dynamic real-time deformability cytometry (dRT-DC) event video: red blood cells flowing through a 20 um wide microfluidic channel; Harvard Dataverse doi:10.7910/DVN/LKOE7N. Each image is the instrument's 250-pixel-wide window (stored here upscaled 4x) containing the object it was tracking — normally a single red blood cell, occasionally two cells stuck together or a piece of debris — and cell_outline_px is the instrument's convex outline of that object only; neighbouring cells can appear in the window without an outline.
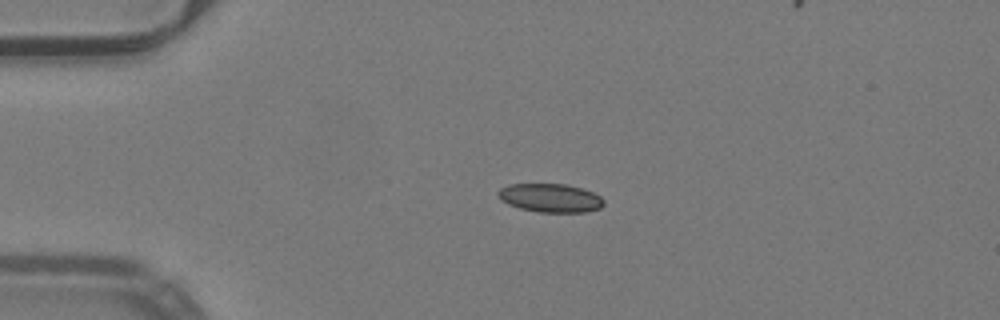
{"species": "common noctule bat (a hibernating species)", "species_latin": "Nyctalus noctula", "temperature_condition": "warm", "stored_images_in_passage": 41, "camera_frame_rate_fps": 3000, "um_per_image_px": 0.085, "animal": {"sex": "male", "body_mass_g": 19.2, "forearm_length_mm": 51.8}, "frame": {"image": 1, "passage_image": 1, "time_ms": 0.0, "image_size_px": [1000, 320], "cell_outline_px": [[604, 204], [600, 208], [584, 212], [540, 212], [520, 208], [508, 204], [500, 200], [496, 192], [500, 188], [508, 184], [568, 184], [592, 192], [600, 196], [604, 200]], "centroid_in_image_um": [46.75, 16.82], "position_along_channel_um": 38.2, "area_um2": 17.63}}
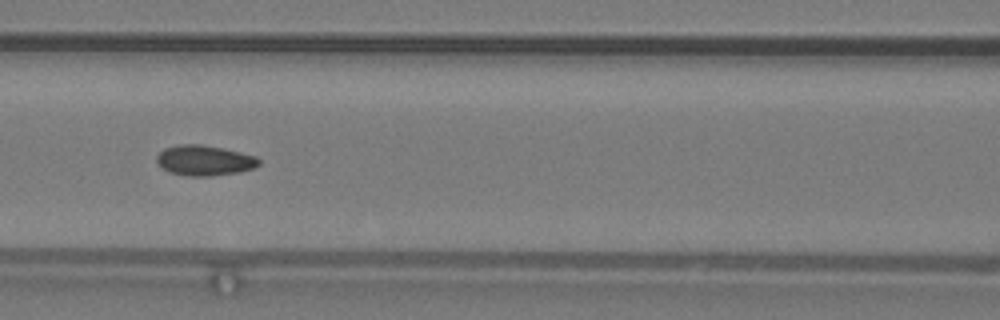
{"frame": {"image": 2, "passage_image": 12, "time_ms": 3.667, "image_size_px": [1000, 320], "cell_outline_px": [[260, 164], [252, 168], [236, 172], [212, 176], [188, 176], [168, 172], [156, 160], [156, 156], [164, 148], [180, 144], [200, 144], [224, 148], [256, 156], [260, 160]], "centroid_in_image_um": [17.37, 13.63], "position_along_channel_um": 149.2, "area_um2": 17.98}}
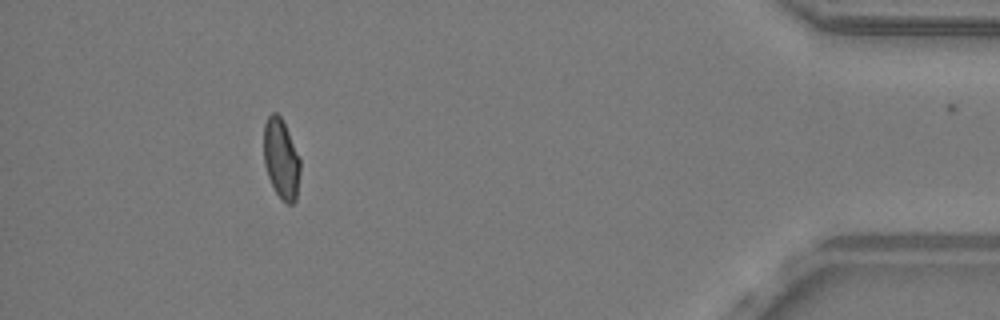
{"frame": {"image": 3, "passage_image": 36, "time_ms": 11.667, "image_size_px": [1000, 320], "cell_outline_px": [[300, 172], [296, 200], [292, 204], [288, 204], [276, 192], [268, 176], [264, 164], [264, 124], [268, 116], [272, 112], [276, 112], [280, 116], [300, 156]], "centroid_in_image_um": [23.9, 13.49], "position_along_channel_um": 411.3, "area_um2": 16.88}, "authors_computed_cell_mechanics": {"area_um2": 17.5134, "velocity_mm_per_s": 4.0216, "shape_relaxation_time_tau1_ms": null, "shape_relaxation_time_tau2_ms": 1.3355, "deformation_change_tau1": null, "deformation_change_tau2": 0.0567}}